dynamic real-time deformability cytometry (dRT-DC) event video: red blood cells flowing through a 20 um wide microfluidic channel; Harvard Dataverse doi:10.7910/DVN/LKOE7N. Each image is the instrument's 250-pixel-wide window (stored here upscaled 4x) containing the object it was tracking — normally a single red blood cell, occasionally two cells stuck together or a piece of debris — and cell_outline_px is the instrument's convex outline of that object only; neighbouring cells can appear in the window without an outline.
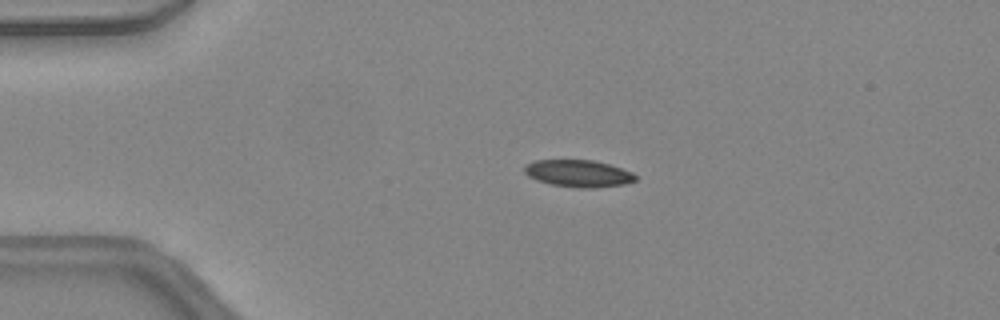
{"species": "common noctule bat (a hibernating species)", "species_latin": "Nyctalus noctula", "temperature_condition": "warm", "stored_images_in_passage": 37, "camera_frame_rate_fps": 3000, "um_per_image_px": 0.085, "animal": {"sex": "female", "body_mass_g": 24.6, "forearm_length_mm": 56.2}, "frame": {"image": 1, "passage_image": 1, "time_ms": 0.0, "image_size_px": [1000, 320], "cell_outline_px": [[636, 180], [624, 184], [592, 188], [580, 188], [552, 184], [536, 180], [528, 176], [524, 172], [524, 164], [536, 160], [596, 160], [632, 172], [636, 176]], "centroid_in_image_um": [49.13, 14.73], "position_along_channel_um": 35.9, "area_um2": 17.46}}
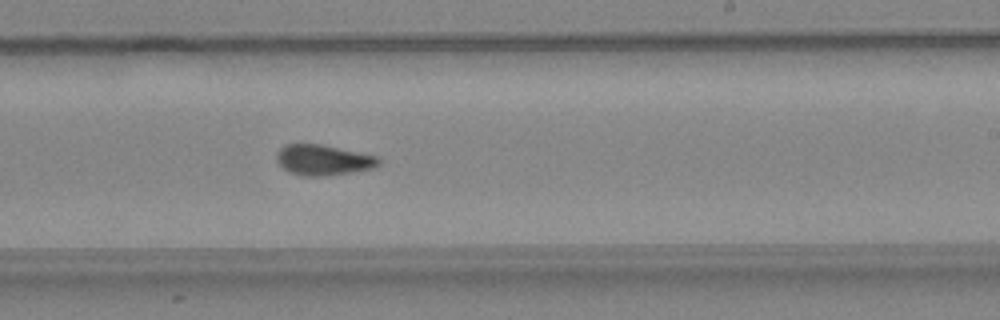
{"frame": {"image": 2, "passage_image": 19, "time_ms": 6.0, "image_size_px": [1000, 320], "cell_outline_px": [[380, 164], [376, 168], [328, 176], [304, 176], [288, 172], [276, 160], [276, 152], [284, 144], [320, 144], [380, 156]], "centroid_in_image_um": [27.5, 13.6], "position_along_channel_um": 261.5, "area_um2": 18.44}}
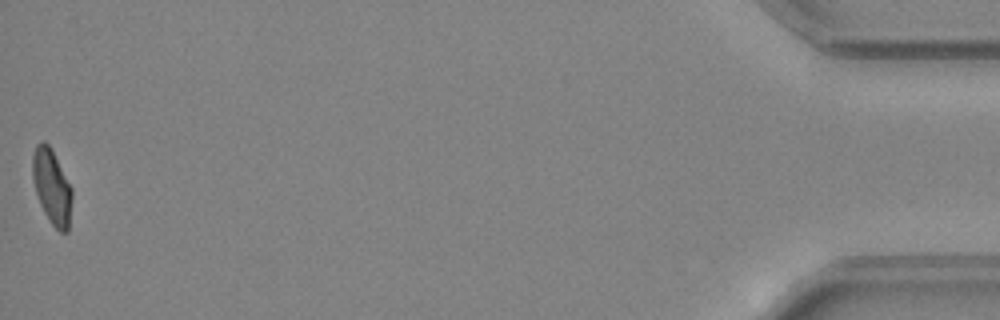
{"frame": {"image": 3, "passage_image": 37, "time_ms": 12.0, "image_size_px": [1000, 320], "cell_outline_px": [[72, 196], [68, 232], [60, 232], [52, 224], [44, 212], [40, 204], [32, 180], [32, 156], [36, 144], [40, 140], [44, 140], [48, 144], [72, 188]], "centroid_in_image_um": [4.39, 15.86], "position_along_channel_um": 430.8, "area_um2": 17.11}, "authors_computed_cell_mechanics": {"area_um2": 17.9758, "velocity_mm_per_s": 4.4689, "shape_relaxation_time_tau1_ms": null, "shape_relaxation_time_tau2_ms": 1.0805, "deformation_change_tau1": null, "deformation_change_tau2": 0.0582}}